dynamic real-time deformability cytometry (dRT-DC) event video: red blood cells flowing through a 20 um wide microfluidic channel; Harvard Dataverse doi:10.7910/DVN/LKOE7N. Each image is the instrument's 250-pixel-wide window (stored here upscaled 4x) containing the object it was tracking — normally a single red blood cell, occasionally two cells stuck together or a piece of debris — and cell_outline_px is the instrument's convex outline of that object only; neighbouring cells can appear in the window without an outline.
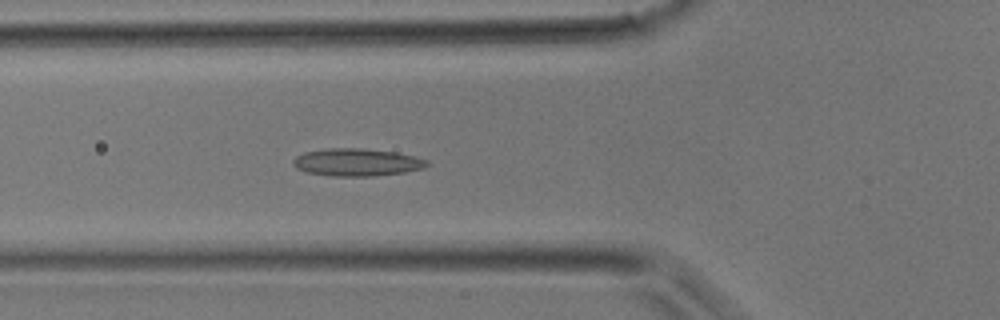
{"species": "common noctule bat (a hibernating species)", "species_latin": "Nyctalus noctula", "temperature_condition": "room temperature", "stored_images_in_passage": 26, "camera_frame_rate_fps": 3000, "um_per_image_px": 0.085, "animal": {"sex": "male", "body_mass_g": 17.9}, "frame": {"image": 1, "passage_image": 10, "time_ms": 3.0, "image_size_px": [1000, 320], "cell_outline_px": [[428, 164], [424, 168], [404, 172], [376, 176], [332, 176], [308, 172], [296, 168], [292, 164], [292, 160], [296, 156], [304, 152], [328, 148], [364, 148], [396, 152], [416, 156], [428, 160]], "centroid_in_image_um": [30.34, 13.79], "position_along_channel_um": 95.5, "area_um2": 21.62}}
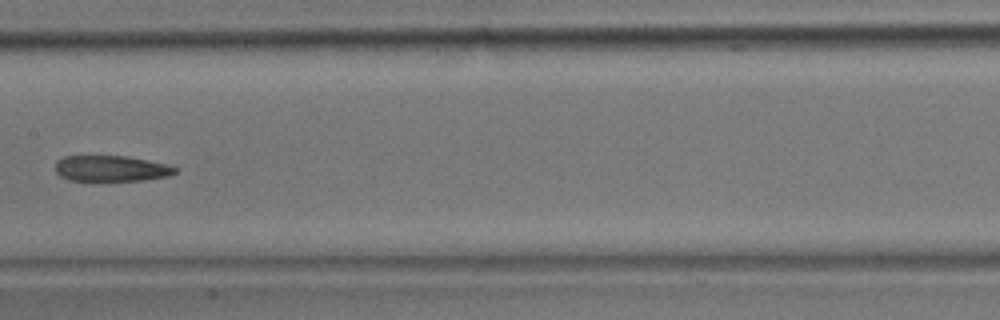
{"frame": {"image": 2, "passage_image": 16, "time_ms": 5.0, "image_size_px": [1000, 320], "cell_outline_px": [[180, 168], [176, 172], [168, 176], [144, 180], [96, 184], [68, 180], [60, 176], [56, 172], [56, 160], [64, 156], [128, 156], [148, 160]], "centroid_in_image_um": [9.4, 14.38], "position_along_channel_um": 198.0, "area_um2": 19.07}}
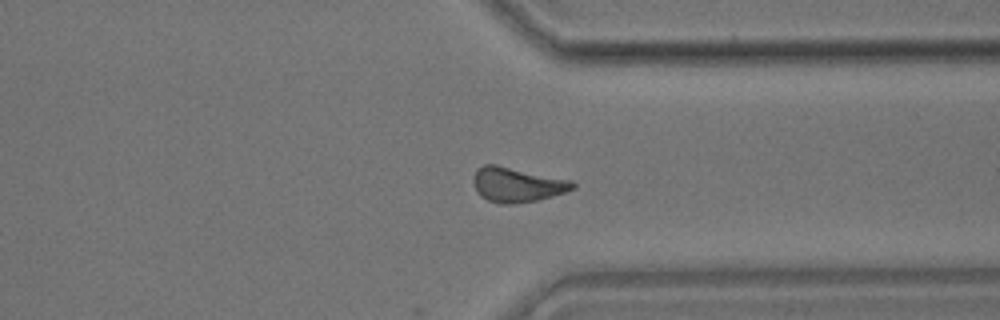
{"frame": {"image": 3, "passage_image": 26, "time_ms": 8.333, "image_size_px": [1000, 320], "cell_outline_px": [[576, 188], [552, 196], [536, 200], [516, 204], [500, 204], [488, 200], [480, 196], [476, 192], [472, 180], [476, 168], [484, 164], [496, 164], [572, 180], [576, 184]], "centroid_in_image_um": [43.92, 15.69], "position_along_channel_um": 367.5, "area_um2": 20.35}}